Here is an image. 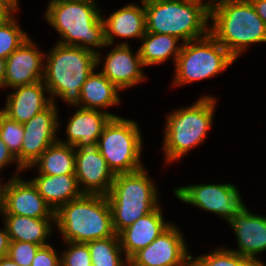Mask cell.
<instances>
[{"label":"cell","mask_w":266,"mask_h":266,"mask_svg":"<svg viewBox=\"0 0 266 266\" xmlns=\"http://www.w3.org/2000/svg\"><path fill=\"white\" fill-rule=\"evenodd\" d=\"M95 0H50L45 18L57 30L58 43L77 46L97 54L94 47L109 46L105 39V24ZM90 46L92 48H90Z\"/></svg>","instance_id":"6da1fadb"},{"label":"cell","mask_w":266,"mask_h":266,"mask_svg":"<svg viewBox=\"0 0 266 266\" xmlns=\"http://www.w3.org/2000/svg\"><path fill=\"white\" fill-rule=\"evenodd\" d=\"M210 18V34L235 59L248 44L266 42V25L250 0L214 1Z\"/></svg>","instance_id":"7a4b0ae2"},{"label":"cell","mask_w":266,"mask_h":266,"mask_svg":"<svg viewBox=\"0 0 266 266\" xmlns=\"http://www.w3.org/2000/svg\"><path fill=\"white\" fill-rule=\"evenodd\" d=\"M45 54L43 83L51 99L59 96L69 105L78 106L81 88L87 77L97 67V54L77 46L57 43ZM54 97V98H53Z\"/></svg>","instance_id":"3957f363"},{"label":"cell","mask_w":266,"mask_h":266,"mask_svg":"<svg viewBox=\"0 0 266 266\" xmlns=\"http://www.w3.org/2000/svg\"><path fill=\"white\" fill-rule=\"evenodd\" d=\"M55 223L64 242L87 243L115 236L108 199L83 194L55 212Z\"/></svg>","instance_id":"277c9868"},{"label":"cell","mask_w":266,"mask_h":266,"mask_svg":"<svg viewBox=\"0 0 266 266\" xmlns=\"http://www.w3.org/2000/svg\"><path fill=\"white\" fill-rule=\"evenodd\" d=\"M146 31L167 34L183 41L207 36L210 10L205 5L180 0H144Z\"/></svg>","instance_id":"5b68a950"},{"label":"cell","mask_w":266,"mask_h":266,"mask_svg":"<svg viewBox=\"0 0 266 266\" xmlns=\"http://www.w3.org/2000/svg\"><path fill=\"white\" fill-rule=\"evenodd\" d=\"M157 190L144 168L115 175L106 197L116 234L159 207Z\"/></svg>","instance_id":"8992f818"},{"label":"cell","mask_w":266,"mask_h":266,"mask_svg":"<svg viewBox=\"0 0 266 266\" xmlns=\"http://www.w3.org/2000/svg\"><path fill=\"white\" fill-rule=\"evenodd\" d=\"M215 100L204 96L190 107L177 109L167 116L163 145L166 163L177 161L204 141L213 122Z\"/></svg>","instance_id":"52a82bcc"},{"label":"cell","mask_w":266,"mask_h":266,"mask_svg":"<svg viewBox=\"0 0 266 266\" xmlns=\"http://www.w3.org/2000/svg\"><path fill=\"white\" fill-rule=\"evenodd\" d=\"M135 121L112 117L97 141V148L114 175L132 173L142 166V138Z\"/></svg>","instance_id":"ba28073f"},{"label":"cell","mask_w":266,"mask_h":266,"mask_svg":"<svg viewBox=\"0 0 266 266\" xmlns=\"http://www.w3.org/2000/svg\"><path fill=\"white\" fill-rule=\"evenodd\" d=\"M236 59L209 33L182 44L175 64L174 85L210 78L225 70Z\"/></svg>","instance_id":"9c48e42d"},{"label":"cell","mask_w":266,"mask_h":266,"mask_svg":"<svg viewBox=\"0 0 266 266\" xmlns=\"http://www.w3.org/2000/svg\"><path fill=\"white\" fill-rule=\"evenodd\" d=\"M174 195L185 203L213 212L227 222L245 205L233 184H196L179 187Z\"/></svg>","instance_id":"30bf717a"},{"label":"cell","mask_w":266,"mask_h":266,"mask_svg":"<svg viewBox=\"0 0 266 266\" xmlns=\"http://www.w3.org/2000/svg\"><path fill=\"white\" fill-rule=\"evenodd\" d=\"M184 240L177 226L171 224L130 260L137 266H189L192 256L188 254Z\"/></svg>","instance_id":"8fae6325"},{"label":"cell","mask_w":266,"mask_h":266,"mask_svg":"<svg viewBox=\"0 0 266 266\" xmlns=\"http://www.w3.org/2000/svg\"><path fill=\"white\" fill-rule=\"evenodd\" d=\"M58 120L55 102H53L47 109L23 124L24 137L20 150V166L23 169H30V166L49 146L59 141V139L56 140Z\"/></svg>","instance_id":"7c38bea8"},{"label":"cell","mask_w":266,"mask_h":266,"mask_svg":"<svg viewBox=\"0 0 266 266\" xmlns=\"http://www.w3.org/2000/svg\"><path fill=\"white\" fill-rule=\"evenodd\" d=\"M3 215H22L31 218H55V212L29 180L11 177L4 184Z\"/></svg>","instance_id":"4fadbf2b"},{"label":"cell","mask_w":266,"mask_h":266,"mask_svg":"<svg viewBox=\"0 0 266 266\" xmlns=\"http://www.w3.org/2000/svg\"><path fill=\"white\" fill-rule=\"evenodd\" d=\"M75 176L83 194L104 196L115 178L97 147L75 149Z\"/></svg>","instance_id":"5bb4252c"},{"label":"cell","mask_w":266,"mask_h":266,"mask_svg":"<svg viewBox=\"0 0 266 266\" xmlns=\"http://www.w3.org/2000/svg\"><path fill=\"white\" fill-rule=\"evenodd\" d=\"M44 55L36 45L26 39L6 59L4 87H18L43 81Z\"/></svg>","instance_id":"9a60e30c"},{"label":"cell","mask_w":266,"mask_h":266,"mask_svg":"<svg viewBox=\"0 0 266 266\" xmlns=\"http://www.w3.org/2000/svg\"><path fill=\"white\" fill-rule=\"evenodd\" d=\"M228 223L235 232L239 247V250L232 251L266 266L256 258V254L266 250V217L254 215L244 206Z\"/></svg>","instance_id":"2e32d148"},{"label":"cell","mask_w":266,"mask_h":266,"mask_svg":"<svg viewBox=\"0 0 266 266\" xmlns=\"http://www.w3.org/2000/svg\"><path fill=\"white\" fill-rule=\"evenodd\" d=\"M105 58L101 72L120 90L135 86L146 79L139 50L134 55L128 43L117 45Z\"/></svg>","instance_id":"e0dca14e"},{"label":"cell","mask_w":266,"mask_h":266,"mask_svg":"<svg viewBox=\"0 0 266 266\" xmlns=\"http://www.w3.org/2000/svg\"><path fill=\"white\" fill-rule=\"evenodd\" d=\"M114 114L106 111L79 108L68 121L66 133L67 141H60L76 149L96 147L104 127Z\"/></svg>","instance_id":"ac0fdd59"},{"label":"cell","mask_w":266,"mask_h":266,"mask_svg":"<svg viewBox=\"0 0 266 266\" xmlns=\"http://www.w3.org/2000/svg\"><path fill=\"white\" fill-rule=\"evenodd\" d=\"M14 89L15 91L8 95L5 107L1 111L18 123L28 122L53 103L51 98L44 96V92L48 93V90L43 81Z\"/></svg>","instance_id":"d6986e66"},{"label":"cell","mask_w":266,"mask_h":266,"mask_svg":"<svg viewBox=\"0 0 266 266\" xmlns=\"http://www.w3.org/2000/svg\"><path fill=\"white\" fill-rule=\"evenodd\" d=\"M171 224L164 222L160 207L139 218L118 235L120 245L128 260L139 250L146 248Z\"/></svg>","instance_id":"ffe728a7"},{"label":"cell","mask_w":266,"mask_h":266,"mask_svg":"<svg viewBox=\"0 0 266 266\" xmlns=\"http://www.w3.org/2000/svg\"><path fill=\"white\" fill-rule=\"evenodd\" d=\"M141 3L142 8L135 4H127L107 19L103 18L107 44H113L115 37L140 39L145 35L147 31L144 0Z\"/></svg>","instance_id":"44dd1931"},{"label":"cell","mask_w":266,"mask_h":266,"mask_svg":"<svg viewBox=\"0 0 266 266\" xmlns=\"http://www.w3.org/2000/svg\"><path fill=\"white\" fill-rule=\"evenodd\" d=\"M45 202L56 212L62 205L83 195L75 174H39L30 180Z\"/></svg>","instance_id":"7402d4cb"},{"label":"cell","mask_w":266,"mask_h":266,"mask_svg":"<svg viewBox=\"0 0 266 266\" xmlns=\"http://www.w3.org/2000/svg\"><path fill=\"white\" fill-rule=\"evenodd\" d=\"M4 226L10 241H23L42 246L49 245L46 239L51 234L55 218H31L22 215H3ZM52 219V220H51Z\"/></svg>","instance_id":"603a6c76"},{"label":"cell","mask_w":266,"mask_h":266,"mask_svg":"<svg viewBox=\"0 0 266 266\" xmlns=\"http://www.w3.org/2000/svg\"><path fill=\"white\" fill-rule=\"evenodd\" d=\"M117 88L102 72L95 73L94 70L87 77L81 88L80 108L99 110L120 103ZM99 107V108H98Z\"/></svg>","instance_id":"cb8c5ba5"},{"label":"cell","mask_w":266,"mask_h":266,"mask_svg":"<svg viewBox=\"0 0 266 266\" xmlns=\"http://www.w3.org/2000/svg\"><path fill=\"white\" fill-rule=\"evenodd\" d=\"M142 45L138 49L144 66L160 64L173 56L176 64L182 45H177L179 39L159 33L146 32L141 38Z\"/></svg>","instance_id":"d4e9b609"},{"label":"cell","mask_w":266,"mask_h":266,"mask_svg":"<svg viewBox=\"0 0 266 266\" xmlns=\"http://www.w3.org/2000/svg\"><path fill=\"white\" fill-rule=\"evenodd\" d=\"M39 166L38 174H75V148L57 141L49 146L30 166Z\"/></svg>","instance_id":"484cf974"},{"label":"cell","mask_w":266,"mask_h":266,"mask_svg":"<svg viewBox=\"0 0 266 266\" xmlns=\"http://www.w3.org/2000/svg\"><path fill=\"white\" fill-rule=\"evenodd\" d=\"M86 244L90 251L92 266H126L128 259L121 258L123 249L118 234L106 239L92 240Z\"/></svg>","instance_id":"4316f807"},{"label":"cell","mask_w":266,"mask_h":266,"mask_svg":"<svg viewBox=\"0 0 266 266\" xmlns=\"http://www.w3.org/2000/svg\"><path fill=\"white\" fill-rule=\"evenodd\" d=\"M192 264L194 266H263L260 262L224 248L216 249L212 253L197 258L192 257Z\"/></svg>","instance_id":"83f0119b"},{"label":"cell","mask_w":266,"mask_h":266,"mask_svg":"<svg viewBox=\"0 0 266 266\" xmlns=\"http://www.w3.org/2000/svg\"><path fill=\"white\" fill-rule=\"evenodd\" d=\"M24 137L23 124L10 119L0 110V138L7 145L9 151L17 160V173L14 177H18V172L24 170L20 166V150Z\"/></svg>","instance_id":"f1b7e54d"},{"label":"cell","mask_w":266,"mask_h":266,"mask_svg":"<svg viewBox=\"0 0 266 266\" xmlns=\"http://www.w3.org/2000/svg\"><path fill=\"white\" fill-rule=\"evenodd\" d=\"M26 39L27 34L20 29L12 16L0 25V58L6 60Z\"/></svg>","instance_id":"f546056e"},{"label":"cell","mask_w":266,"mask_h":266,"mask_svg":"<svg viewBox=\"0 0 266 266\" xmlns=\"http://www.w3.org/2000/svg\"><path fill=\"white\" fill-rule=\"evenodd\" d=\"M68 250L61 255V266H92V260L86 243L65 242Z\"/></svg>","instance_id":"4dcf8cb0"},{"label":"cell","mask_w":266,"mask_h":266,"mask_svg":"<svg viewBox=\"0 0 266 266\" xmlns=\"http://www.w3.org/2000/svg\"><path fill=\"white\" fill-rule=\"evenodd\" d=\"M40 247V245L29 242L10 241L7 256L20 266H31Z\"/></svg>","instance_id":"1f68e13d"},{"label":"cell","mask_w":266,"mask_h":266,"mask_svg":"<svg viewBox=\"0 0 266 266\" xmlns=\"http://www.w3.org/2000/svg\"><path fill=\"white\" fill-rule=\"evenodd\" d=\"M31 266H61V256L57 255L50 244L42 246L36 252Z\"/></svg>","instance_id":"d6a6232c"},{"label":"cell","mask_w":266,"mask_h":266,"mask_svg":"<svg viewBox=\"0 0 266 266\" xmlns=\"http://www.w3.org/2000/svg\"><path fill=\"white\" fill-rule=\"evenodd\" d=\"M17 162L16 158L13 154L9 151L7 145L3 142L0 138V171L11 162Z\"/></svg>","instance_id":"836d02e7"},{"label":"cell","mask_w":266,"mask_h":266,"mask_svg":"<svg viewBox=\"0 0 266 266\" xmlns=\"http://www.w3.org/2000/svg\"><path fill=\"white\" fill-rule=\"evenodd\" d=\"M15 12L10 5L0 0V25L9 20Z\"/></svg>","instance_id":"e575fe53"},{"label":"cell","mask_w":266,"mask_h":266,"mask_svg":"<svg viewBox=\"0 0 266 266\" xmlns=\"http://www.w3.org/2000/svg\"><path fill=\"white\" fill-rule=\"evenodd\" d=\"M10 245V238L6 228L0 230V258L7 256Z\"/></svg>","instance_id":"d590c367"},{"label":"cell","mask_w":266,"mask_h":266,"mask_svg":"<svg viewBox=\"0 0 266 266\" xmlns=\"http://www.w3.org/2000/svg\"><path fill=\"white\" fill-rule=\"evenodd\" d=\"M250 2L266 25V0H250Z\"/></svg>","instance_id":"8d00e7d4"},{"label":"cell","mask_w":266,"mask_h":266,"mask_svg":"<svg viewBox=\"0 0 266 266\" xmlns=\"http://www.w3.org/2000/svg\"><path fill=\"white\" fill-rule=\"evenodd\" d=\"M6 60L0 58V88H4Z\"/></svg>","instance_id":"74e56055"},{"label":"cell","mask_w":266,"mask_h":266,"mask_svg":"<svg viewBox=\"0 0 266 266\" xmlns=\"http://www.w3.org/2000/svg\"><path fill=\"white\" fill-rule=\"evenodd\" d=\"M0 266H20V265L14 262L10 257L4 256L0 258Z\"/></svg>","instance_id":"f35d334b"},{"label":"cell","mask_w":266,"mask_h":266,"mask_svg":"<svg viewBox=\"0 0 266 266\" xmlns=\"http://www.w3.org/2000/svg\"><path fill=\"white\" fill-rule=\"evenodd\" d=\"M180 1L190 2V3H197V4H200V5H205L209 10H211L212 5L214 3V0H211L209 2H203V0H180Z\"/></svg>","instance_id":"ab89813d"},{"label":"cell","mask_w":266,"mask_h":266,"mask_svg":"<svg viewBox=\"0 0 266 266\" xmlns=\"http://www.w3.org/2000/svg\"><path fill=\"white\" fill-rule=\"evenodd\" d=\"M2 1H4V2H6L8 5H10L15 11H17V9H18V4H17V2H18V0H2Z\"/></svg>","instance_id":"60d3db41"},{"label":"cell","mask_w":266,"mask_h":266,"mask_svg":"<svg viewBox=\"0 0 266 266\" xmlns=\"http://www.w3.org/2000/svg\"><path fill=\"white\" fill-rule=\"evenodd\" d=\"M3 189L4 185L2 186V184L0 183V211H1L0 213H2L3 211Z\"/></svg>","instance_id":"b9f144b4"},{"label":"cell","mask_w":266,"mask_h":266,"mask_svg":"<svg viewBox=\"0 0 266 266\" xmlns=\"http://www.w3.org/2000/svg\"><path fill=\"white\" fill-rule=\"evenodd\" d=\"M126 266H137L130 259L127 261Z\"/></svg>","instance_id":"7bdbcfd3"}]
</instances>
